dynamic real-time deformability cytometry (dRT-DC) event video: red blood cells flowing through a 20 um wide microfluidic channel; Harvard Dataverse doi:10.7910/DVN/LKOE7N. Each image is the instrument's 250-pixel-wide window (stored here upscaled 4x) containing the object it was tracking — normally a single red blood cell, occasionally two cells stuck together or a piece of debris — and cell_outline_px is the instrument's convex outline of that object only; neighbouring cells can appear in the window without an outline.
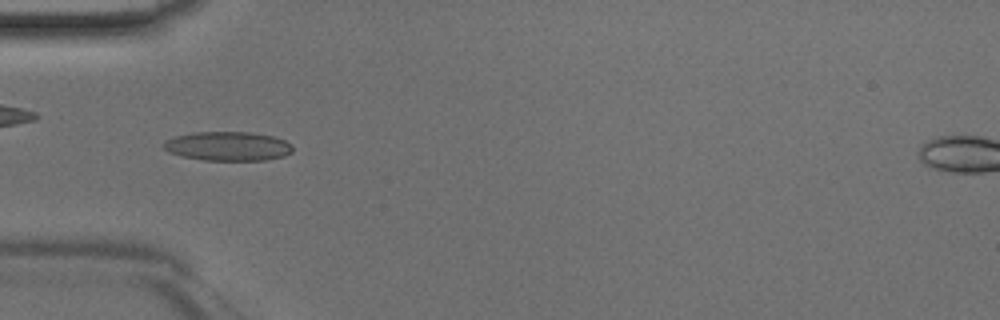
{"species": "Egyptian fruit bat (a non-hibernating species)", "species_latin": "Rousettus aegyptiacus", "temperature_condition": "room temperature", "stored_images_in_passage": 23, "camera_frame_rate_fps": 3000, "um_per_image_px": 0.085, "animal": {"sex": "male"}, "frame": {"image": 1, "passage_image": 4, "time_ms": 1.0, "image_size_px": [1000, 320], "cell_outline_px": [[292, 152], [284, 156], [268, 160], [204, 160], [184, 156], [168, 152], [164, 148], [164, 140], [176, 136], [192, 132], [248, 132], [272, 136], [284, 140], [292, 144]], "centroid_in_image_um": [19.38, 12.42], "position_along_channel_um": 65.6, "area_um2": 21.85}}
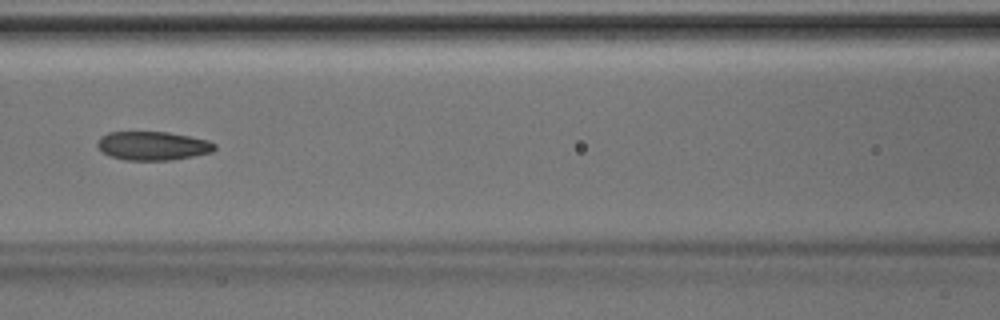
{"frame": {"image": 2, "passage_image": 10, "time_ms": 3.0, "image_size_px": [1000, 320], "cell_outline_px": [[216, 148], [212, 152], [172, 160], [124, 160], [112, 156], [104, 152], [96, 144], [100, 136], [108, 132], [168, 132], [208, 140], [216, 144]], "centroid_in_image_um": [13.0, 12.39], "position_along_channel_um": 153.6, "area_um2": 19.54}}